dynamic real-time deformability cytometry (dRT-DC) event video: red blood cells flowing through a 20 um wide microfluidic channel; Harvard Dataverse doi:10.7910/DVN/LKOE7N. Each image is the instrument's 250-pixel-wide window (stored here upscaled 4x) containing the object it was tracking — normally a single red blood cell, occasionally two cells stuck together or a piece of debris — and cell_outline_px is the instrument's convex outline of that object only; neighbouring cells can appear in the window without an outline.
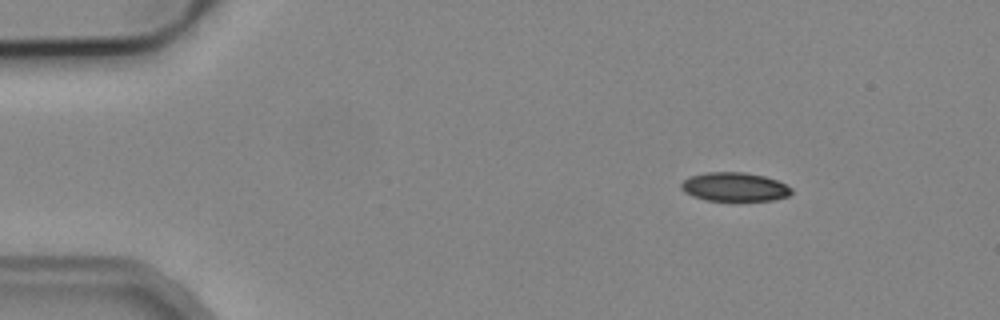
{"species": "common noctule bat (a hibernating species)", "species_latin": "Nyctalus noctula", "temperature_condition": "cold", "stored_images_in_passage": 5, "camera_frame_rate_fps": 3000, "um_per_image_px": 0.085, "animal": {"sex": "male", "body_mass_g": 19.2, "forearm_length_mm": 51.8}, "frame": {"image": 1, "passage_image": 1, "time_ms": 0.0, "image_size_px": [1000, 320], "cell_outline_px": [[792, 192], [788, 196], [772, 200], [704, 200], [692, 196], [684, 192], [680, 188], [680, 184], [688, 176], [708, 172], [744, 172], [764, 176], [776, 180], [792, 188]], "centroid_in_image_um": [62.39, 15.88], "position_along_channel_um": 22.6, "area_um2": 18.5}}
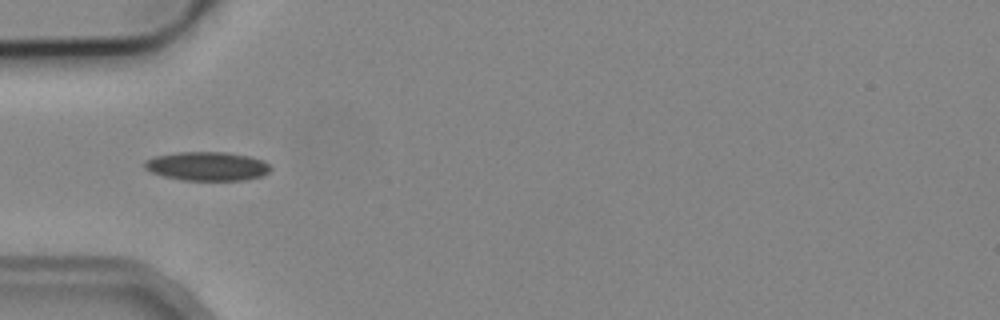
{"frame": {"image": 2, "passage_image": 3, "time_ms": 3.333, "image_size_px": [1000, 320], "cell_outline_px": [[272, 168], [268, 172], [260, 176], [244, 180], [180, 180], [164, 176], [152, 172], [144, 168], [144, 160], [156, 156], [180, 152], [224, 152], [248, 156], [264, 160]], "centroid_in_image_um": [17.6, 14.13], "position_along_channel_um": 67.4, "area_um2": 21.1}}